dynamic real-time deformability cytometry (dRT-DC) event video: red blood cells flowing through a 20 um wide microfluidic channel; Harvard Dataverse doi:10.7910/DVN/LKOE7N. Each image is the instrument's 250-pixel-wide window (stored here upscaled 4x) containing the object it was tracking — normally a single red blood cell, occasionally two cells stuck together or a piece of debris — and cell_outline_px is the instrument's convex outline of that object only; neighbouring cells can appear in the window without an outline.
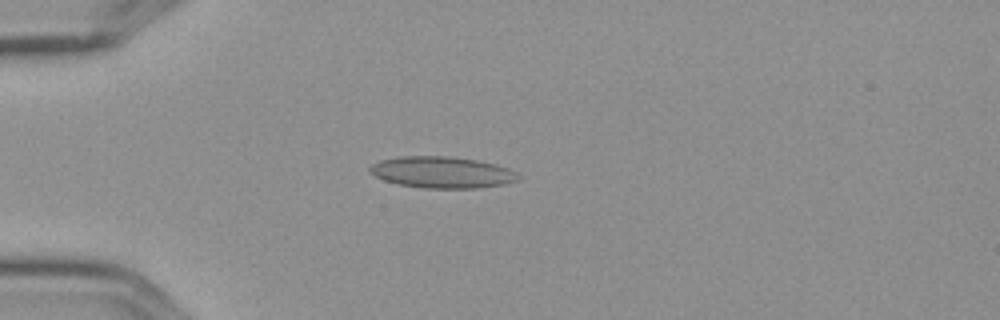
{"species": "Egyptian fruit bat (a non-hibernating species)", "species_latin": "Rousettus aegyptiacus", "temperature_condition": "cold", "stored_images_in_passage": 7, "camera_frame_rate_fps": 3000, "um_per_image_px": 0.085, "frame": {"image": 1, "passage_image": 4, "time_ms": 1.0, "image_size_px": [1000, 320], "cell_outline_px": [[520, 176], [516, 180], [504, 184], [476, 188], [424, 188], [400, 184], [384, 180], [376, 176], [368, 168], [372, 164], [380, 160], [400, 156], [448, 156], [476, 160], [496, 164], [508, 168], [516, 172]], "centroid_in_image_um": [37.57, 14.64], "position_along_channel_um": 47.4, "area_um2": 26.99}}
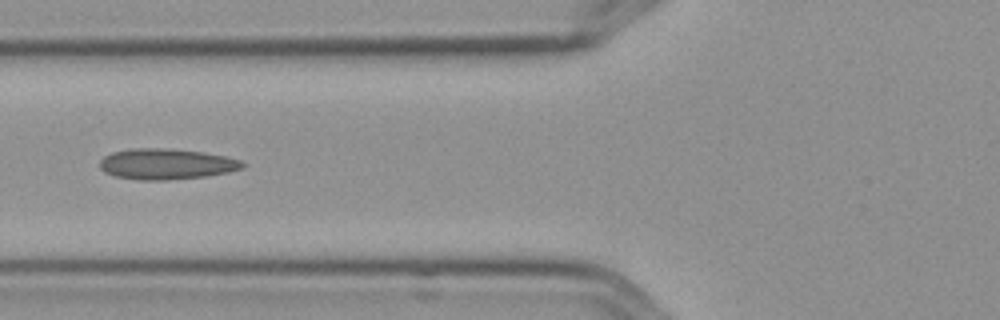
{"frame": {"image": 2, "passage_image": 6, "time_ms": 1.667, "image_size_px": [1000, 320], "cell_outline_px": [[248, 164], [244, 168], [228, 172], [208, 176], [164, 180], [140, 180], [116, 176], [104, 172], [100, 168], [100, 160], [104, 156], [112, 152], [132, 148], [164, 148], [200, 152], [228, 156], [240, 160]], "centroid_in_image_um": [14.17, 13.94], "position_along_channel_um": 111.6, "area_um2": 25.66}}
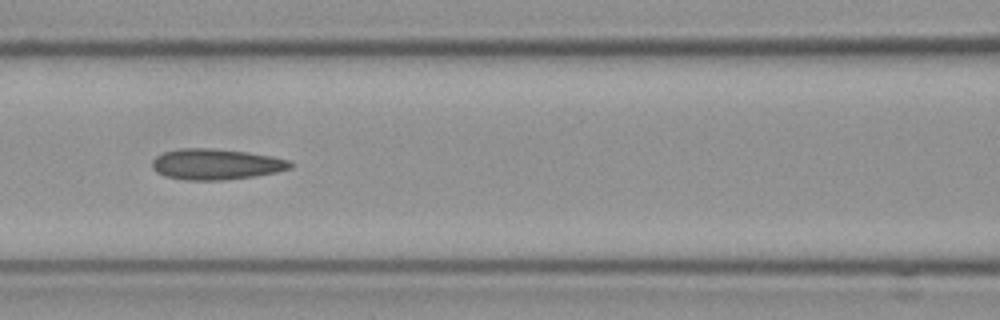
{"frame": {"image": 3, "passage_image": 7, "time_ms": 2.0, "image_size_px": [1000, 320], "cell_outline_px": [[296, 164], [292, 168], [276, 172], [252, 176], [220, 180], [188, 180], [164, 176], [156, 172], [152, 168], [152, 160], [156, 156], [164, 152], [180, 148], [208, 148], [248, 152], [272, 156], [288, 160]], "centroid_in_image_um": [18.36, 13.95], "position_along_channel_um": 148.2, "area_um2": 24.8}}